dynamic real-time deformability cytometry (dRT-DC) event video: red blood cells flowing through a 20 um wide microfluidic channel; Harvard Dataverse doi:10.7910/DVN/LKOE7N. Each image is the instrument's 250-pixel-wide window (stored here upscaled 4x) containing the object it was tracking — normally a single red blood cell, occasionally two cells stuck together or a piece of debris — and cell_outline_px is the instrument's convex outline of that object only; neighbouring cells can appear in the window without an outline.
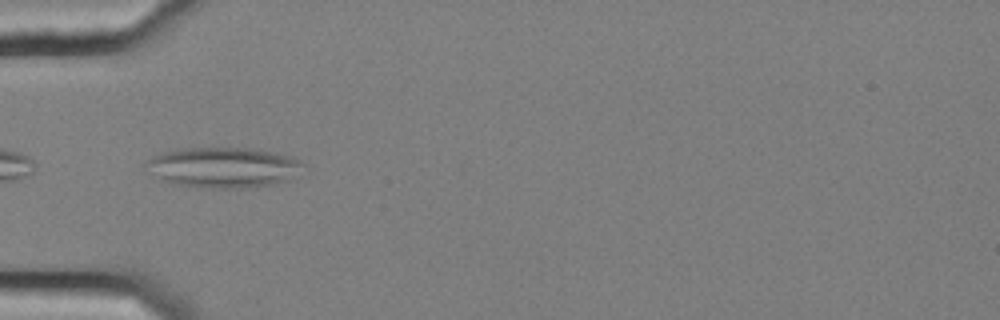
{"species": "common noctule bat (a hibernating species)", "species_latin": "Nyctalus noctula", "temperature_condition": "cold", "stored_images_in_passage": 38, "camera_frame_rate_fps": 3000, "um_per_image_px": 0.085, "animal": {"sex": "female", "body_mass_g": 25.1}, "frame": {"image": 1, "passage_image": 1, "time_ms": 0.0, "image_size_px": [1000, 320], "cell_outline_px": [[304, 164], [288, 180], [276, 184], [244, 188], [200, 188], [172, 184], [160, 180], [144, 172], [144, 164], [152, 156], [160, 152], [180, 148], [256, 148], [276, 152], [292, 156], [300, 160]], "centroid_in_image_um": [18.88, 14.23], "position_along_channel_um": 66.1, "area_um2": 37.8}, "authors_computed_cell_mechanics": {"area_um2": 26.4435, "velocity_mm_per_s": 3.6659, "shape_relaxation_time_tau1_ms": null, "shape_relaxation_time_tau2_ms": 5.9158, "deformation_change_tau1": null, "deformation_change_tau2": 0.1546}}